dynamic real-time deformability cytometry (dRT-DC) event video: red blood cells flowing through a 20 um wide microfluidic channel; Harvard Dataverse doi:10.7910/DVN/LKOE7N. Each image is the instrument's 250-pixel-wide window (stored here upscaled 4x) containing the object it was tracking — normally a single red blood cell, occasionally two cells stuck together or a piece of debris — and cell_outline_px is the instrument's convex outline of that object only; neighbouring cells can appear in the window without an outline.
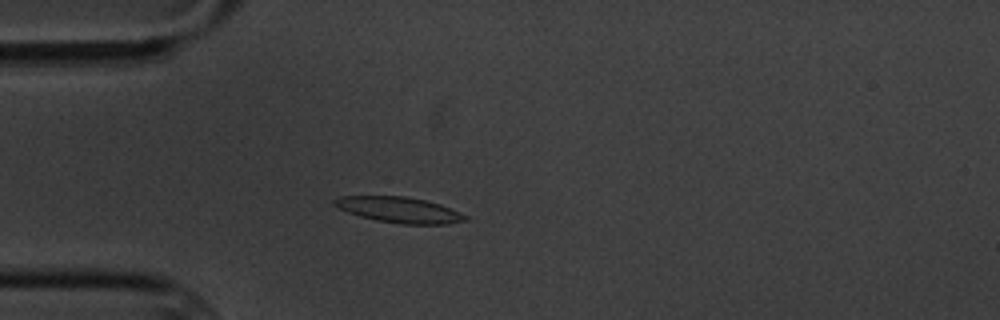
{"species": "common noctule bat (a hibernating species)", "species_latin": "Nyctalus noctula", "temperature_condition": "cold", "stored_images_in_passage": 5, "camera_frame_rate_fps": 3000, "um_per_image_px": 0.085, "animal": {"sex": "male", "body_mass_g": 20.1, "forearm_length_mm": 53.5}, "frame": {"image": 1, "passage_image": 4, "time_ms": 3.667, "image_size_px": [1000, 320], "cell_outline_px": [[468, 220], [448, 224], [400, 224], [376, 220], [360, 216], [348, 212], [332, 204], [332, 200], [336, 196], [404, 196], [424, 200], [440, 204], [460, 212], [468, 216]], "centroid_in_image_um": [33.93, 17.83], "position_along_channel_um": 51.1, "area_um2": 19.65}}